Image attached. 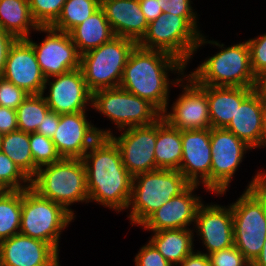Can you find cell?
<instances>
[{
    "label": "cell",
    "instance_id": "obj_7",
    "mask_svg": "<svg viewBox=\"0 0 266 266\" xmlns=\"http://www.w3.org/2000/svg\"><path fill=\"white\" fill-rule=\"evenodd\" d=\"M136 45L132 39L114 36L109 42L80 55V69L88 89L93 93L119 87L129 54Z\"/></svg>",
    "mask_w": 266,
    "mask_h": 266
},
{
    "label": "cell",
    "instance_id": "obj_9",
    "mask_svg": "<svg viewBox=\"0 0 266 266\" xmlns=\"http://www.w3.org/2000/svg\"><path fill=\"white\" fill-rule=\"evenodd\" d=\"M199 38L200 34L182 16L162 13L148 24L146 34L137 45L171 54L187 66Z\"/></svg>",
    "mask_w": 266,
    "mask_h": 266
},
{
    "label": "cell",
    "instance_id": "obj_6",
    "mask_svg": "<svg viewBox=\"0 0 266 266\" xmlns=\"http://www.w3.org/2000/svg\"><path fill=\"white\" fill-rule=\"evenodd\" d=\"M191 183L179 170L158 169L133 177L129 219L141 225L164 203L184 192Z\"/></svg>",
    "mask_w": 266,
    "mask_h": 266
},
{
    "label": "cell",
    "instance_id": "obj_28",
    "mask_svg": "<svg viewBox=\"0 0 266 266\" xmlns=\"http://www.w3.org/2000/svg\"><path fill=\"white\" fill-rule=\"evenodd\" d=\"M0 26L17 39L30 37V31L39 27L31 16L28 0H0Z\"/></svg>",
    "mask_w": 266,
    "mask_h": 266
},
{
    "label": "cell",
    "instance_id": "obj_26",
    "mask_svg": "<svg viewBox=\"0 0 266 266\" xmlns=\"http://www.w3.org/2000/svg\"><path fill=\"white\" fill-rule=\"evenodd\" d=\"M182 151V131L170 126L161 117L156 121V167L158 169L179 170Z\"/></svg>",
    "mask_w": 266,
    "mask_h": 266
},
{
    "label": "cell",
    "instance_id": "obj_27",
    "mask_svg": "<svg viewBox=\"0 0 266 266\" xmlns=\"http://www.w3.org/2000/svg\"><path fill=\"white\" fill-rule=\"evenodd\" d=\"M193 229H170L153 232L150 242L173 266L180 264L194 250Z\"/></svg>",
    "mask_w": 266,
    "mask_h": 266
},
{
    "label": "cell",
    "instance_id": "obj_11",
    "mask_svg": "<svg viewBox=\"0 0 266 266\" xmlns=\"http://www.w3.org/2000/svg\"><path fill=\"white\" fill-rule=\"evenodd\" d=\"M210 144L211 191L222 196L228 190L244 154L252 148L225 128H210Z\"/></svg>",
    "mask_w": 266,
    "mask_h": 266
},
{
    "label": "cell",
    "instance_id": "obj_30",
    "mask_svg": "<svg viewBox=\"0 0 266 266\" xmlns=\"http://www.w3.org/2000/svg\"><path fill=\"white\" fill-rule=\"evenodd\" d=\"M22 190H5L0 195V241L19 234Z\"/></svg>",
    "mask_w": 266,
    "mask_h": 266
},
{
    "label": "cell",
    "instance_id": "obj_12",
    "mask_svg": "<svg viewBox=\"0 0 266 266\" xmlns=\"http://www.w3.org/2000/svg\"><path fill=\"white\" fill-rule=\"evenodd\" d=\"M36 31L47 33L41 43L37 44L29 37L26 40L32 45L45 78L80 68V54L69 33L51 26H39Z\"/></svg>",
    "mask_w": 266,
    "mask_h": 266
},
{
    "label": "cell",
    "instance_id": "obj_45",
    "mask_svg": "<svg viewBox=\"0 0 266 266\" xmlns=\"http://www.w3.org/2000/svg\"><path fill=\"white\" fill-rule=\"evenodd\" d=\"M210 266L209 257L207 254L200 251L192 252L178 266Z\"/></svg>",
    "mask_w": 266,
    "mask_h": 266
},
{
    "label": "cell",
    "instance_id": "obj_21",
    "mask_svg": "<svg viewBox=\"0 0 266 266\" xmlns=\"http://www.w3.org/2000/svg\"><path fill=\"white\" fill-rule=\"evenodd\" d=\"M57 255L51 244L20 233L0 241L2 266H46Z\"/></svg>",
    "mask_w": 266,
    "mask_h": 266
},
{
    "label": "cell",
    "instance_id": "obj_16",
    "mask_svg": "<svg viewBox=\"0 0 266 266\" xmlns=\"http://www.w3.org/2000/svg\"><path fill=\"white\" fill-rule=\"evenodd\" d=\"M46 78L42 94L49 85V95L44 99L50 111L57 114L86 112V106H92V92L88 89L81 69Z\"/></svg>",
    "mask_w": 266,
    "mask_h": 266
},
{
    "label": "cell",
    "instance_id": "obj_17",
    "mask_svg": "<svg viewBox=\"0 0 266 266\" xmlns=\"http://www.w3.org/2000/svg\"><path fill=\"white\" fill-rule=\"evenodd\" d=\"M182 149L179 171L191 184H202L211 192L210 129L183 130Z\"/></svg>",
    "mask_w": 266,
    "mask_h": 266
},
{
    "label": "cell",
    "instance_id": "obj_44",
    "mask_svg": "<svg viewBox=\"0 0 266 266\" xmlns=\"http://www.w3.org/2000/svg\"><path fill=\"white\" fill-rule=\"evenodd\" d=\"M139 4L148 23L156 20L163 13L159 0H139Z\"/></svg>",
    "mask_w": 266,
    "mask_h": 266
},
{
    "label": "cell",
    "instance_id": "obj_8",
    "mask_svg": "<svg viewBox=\"0 0 266 266\" xmlns=\"http://www.w3.org/2000/svg\"><path fill=\"white\" fill-rule=\"evenodd\" d=\"M74 219L61 204L40 196L31 187L22 190L20 234L47 242L59 252L62 230Z\"/></svg>",
    "mask_w": 266,
    "mask_h": 266
},
{
    "label": "cell",
    "instance_id": "obj_38",
    "mask_svg": "<svg viewBox=\"0 0 266 266\" xmlns=\"http://www.w3.org/2000/svg\"><path fill=\"white\" fill-rule=\"evenodd\" d=\"M23 89L0 77V106L17 110L18 106L27 98Z\"/></svg>",
    "mask_w": 266,
    "mask_h": 266
},
{
    "label": "cell",
    "instance_id": "obj_5",
    "mask_svg": "<svg viewBox=\"0 0 266 266\" xmlns=\"http://www.w3.org/2000/svg\"><path fill=\"white\" fill-rule=\"evenodd\" d=\"M31 188L40 196L61 204L74 217L69 207L78 202L89 203L86 168L82 159H66L38 168Z\"/></svg>",
    "mask_w": 266,
    "mask_h": 266
},
{
    "label": "cell",
    "instance_id": "obj_4",
    "mask_svg": "<svg viewBox=\"0 0 266 266\" xmlns=\"http://www.w3.org/2000/svg\"><path fill=\"white\" fill-rule=\"evenodd\" d=\"M200 35L196 51L204 44L216 45L221 50L206 58L193 72L188 74L198 85L218 87L255 88L257 78L252 72L250 50L247 41L224 47L218 41ZM207 40V41H206Z\"/></svg>",
    "mask_w": 266,
    "mask_h": 266
},
{
    "label": "cell",
    "instance_id": "obj_25",
    "mask_svg": "<svg viewBox=\"0 0 266 266\" xmlns=\"http://www.w3.org/2000/svg\"><path fill=\"white\" fill-rule=\"evenodd\" d=\"M69 34L80 55L98 48L115 36L101 7L74 27Z\"/></svg>",
    "mask_w": 266,
    "mask_h": 266
},
{
    "label": "cell",
    "instance_id": "obj_34",
    "mask_svg": "<svg viewBox=\"0 0 266 266\" xmlns=\"http://www.w3.org/2000/svg\"><path fill=\"white\" fill-rule=\"evenodd\" d=\"M0 185L4 190H24L31 180L3 152H0Z\"/></svg>",
    "mask_w": 266,
    "mask_h": 266
},
{
    "label": "cell",
    "instance_id": "obj_2",
    "mask_svg": "<svg viewBox=\"0 0 266 266\" xmlns=\"http://www.w3.org/2000/svg\"><path fill=\"white\" fill-rule=\"evenodd\" d=\"M186 67L171 54L136 45L129 54L119 87L149 101L162 113L168 111L169 82L175 86L184 78ZM170 71L179 73L181 78L170 81Z\"/></svg>",
    "mask_w": 266,
    "mask_h": 266
},
{
    "label": "cell",
    "instance_id": "obj_14",
    "mask_svg": "<svg viewBox=\"0 0 266 266\" xmlns=\"http://www.w3.org/2000/svg\"><path fill=\"white\" fill-rule=\"evenodd\" d=\"M184 77L176 84L183 87V94L173 102L171 113L165 110L161 117L170 126L181 131L210 129L207 93L189 75ZM184 81L187 82L186 85L183 84Z\"/></svg>",
    "mask_w": 266,
    "mask_h": 266
},
{
    "label": "cell",
    "instance_id": "obj_43",
    "mask_svg": "<svg viewBox=\"0 0 266 266\" xmlns=\"http://www.w3.org/2000/svg\"><path fill=\"white\" fill-rule=\"evenodd\" d=\"M59 120L60 114H57L53 111H49L43 117V122L41 123V125L38 126L36 132L52 139L59 125Z\"/></svg>",
    "mask_w": 266,
    "mask_h": 266
},
{
    "label": "cell",
    "instance_id": "obj_29",
    "mask_svg": "<svg viewBox=\"0 0 266 266\" xmlns=\"http://www.w3.org/2000/svg\"><path fill=\"white\" fill-rule=\"evenodd\" d=\"M1 152L6 154L18 168L31 180L38 168L31 154L29 133L16 130L2 135Z\"/></svg>",
    "mask_w": 266,
    "mask_h": 266
},
{
    "label": "cell",
    "instance_id": "obj_36",
    "mask_svg": "<svg viewBox=\"0 0 266 266\" xmlns=\"http://www.w3.org/2000/svg\"><path fill=\"white\" fill-rule=\"evenodd\" d=\"M191 2V0H159V6L163 13L182 16L201 35L197 25L198 15L194 12Z\"/></svg>",
    "mask_w": 266,
    "mask_h": 266
},
{
    "label": "cell",
    "instance_id": "obj_3",
    "mask_svg": "<svg viewBox=\"0 0 266 266\" xmlns=\"http://www.w3.org/2000/svg\"><path fill=\"white\" fill-rule=\"evenodd\" d=\"M230 205L234 245L251 264L266 240V172H257L244 193Z\"/></svg>",
    "mask_w": 266,
    "mask_h": 266
},
{
    "label": "cell",
    "instance_id": "obj_20",
    "mask_svg": "<svg viewBox=\"0 0 266 266\" xmlns=\"http://www.w3.org/2000/svg\"><path fill=\"white\" fill-rule=\"evenodd\" d=\"M200 185L191 184L180 195L164 203L158 210L151 214L140 226L152 232L170 229H190L195 223L196 213L203 203L201 197L193 192ZM195 189V190H194Z\"/></svg>",
    "mask_w": 266,
    "mask_h": 266
},
{
    "label": "cell",
    "instance_id": "obj_47",
    "mask_svg": "<svg viewBox=\"0 0 266 266\" xmlns=\"http://www.w3.org/2000/svg\"><path fill=\"white\" fill-rule=\"evenodd\" d=\"M255 89L266 95V69L257 77Z\"/></svg>",
    "mask_w": 266,
    "mask_h": 266
},
{
    "label": "cell",
    "instance_id": "obj_39",
    "mask_svg": "<svg viewBox=\"0 0 266 266\" xmlns=\"http://www.w3.org/2000/svg\"><path fill=\"white\" fill-rule=\"evenodd\" d=\"M210 266H250L235 245L208 255Z\"/></svg>",
    "mask_w": 266,
    "mask_h": 266
},
{
    "label": "cell",
    "instance_id": "obj_46",
    "mask_svg": "<svg viewBox=\"0 0 266 266\" xmlns=\"http://www.w3.org/2000/svg\"><path fill=\"white\" fill-rule=\"evenodd\" d=\"M250 266H266V240L264 241V245L262 250L256 259L250 264Z\"/></svg>",
    "mask_w": 266,
    "mask_h": 266
},
{
    "label": "cell",
    "instance_id": "obj_40",
    "mask_svg": "<svg viewBox=\"0 0 266 266\" xmlns=\"http://www.w3.org/2000/svg\"><path fill=\"white\" fill-rule=\"evenodd\" d=\"M134 262L135 266H173L150 241L141 247Z\"/></svg>",
    "mask_w": 266,
    "mask_h": 266
},
{
    "label": "cell",
    "instance_id": "obj_10",
    "mask_svg": "<svg viewBox=\"0 0 266 266\" xmlns=\"http://www.w3.org/2000/svg\"><path fill=\"white\" fill-rule=\"evenodd\" d=\"M92 107L113 121L119 131L150 125L161 118L153 104L120 87L93 92Z\"/></svg>",
    "mask_w": 266,
    "mask_h": 266
},
{
    "label": "cell",
    "instance_id": "obj_32",
    "mask_svg": "<svg viewBox=\"0 0 266 266\" xmlns=\"http://www.w3.org/2000/svg\"><path fill=\"white\" fill-rule=\"evenodd\" d=\"M50 111L44 94L28 95L18 106L16 116L18 130L26 133H34L43 122V117Z\"/></svg>",
    "mask_w": 266,
    "mask_h": 266
},
{
    "label": "cell",
    "instance_id": "obj_50",
    "mask_svg": "<svg viewBox=\"0 0 266 266\" xmlns=\"http://www.w3.org/2000/svg\"><path fill=\"white\" fill-rule=\"evenodd\" d=\"M1 145H2V134H0V152H1Z\"/></svg>",
    "mask_w": 266,
    "mask_h": 266
},
{
    "label": "cell",
    "instance_id": "obj_31",
    "mask_svg": "<svg viewBox=\"0 0 266 266\" xmlns=\"http://www.w3.org/2000/svg\"><path fill=\"white\" fill-rule=\"evenodd\" d=\"M101 7V0H66L52 28L69 33Z\"/></svg>",
    "mask_w": 266,
    "mask_h": 266
},
{
    "label": "cell",
    "instance_id": "obj_13",
    "mask_svg": "<svg viewBox=\"0 0 266 266\" xmlns=\"http://www.w3.org/2000/svg\"><path fill=\"white\" fill-rule=\"evenodd\" d=\"M86 112L60 114L59 125L52 141L61 158L82 159L100 136H111L110 130L94 127Z\"/></svg>",
    "mask_w": 266,
    "mask_h": 266
},
{
    "label": "cell",
    "instance_id": "obj_33",
    "mask_svg": "<svg viewBox=\"0 0 266 266\" xmlns=\"http://www.w3.org/2000/svg\"><path fill=\"white\" fill-rule=\"evenodd\" d=\"M29 141L34 165L37 168L58 162L62 159L51 138L34 132L29 133Z\"/></svg>",
    "mask_w": 266,
    "mask_h": 266
},
{
    "label": "cell",
    "instance_id": "obj_41",
    "mask_svg": "<svg viewBox=\"0 0 266 266\" xmlns=\"http://www.w3.org/2000/svg\"><path fill=\"white\" fill-rule=\"evenodd\" d=\"M18 130L16 110L0 106V134Z\"/></svg>",
    "mask_w": 266,
    "mask_h": 266
},
{
    "label": "cell",
    "instance_id": "obj_35",
    "mask_svg": "<svg viewBox=\"0 0 266 266\" xmlns=\"http://www.w3.org/2000/svg\"><path fill=\"white\" fill-rule=\"evenodd\" d=\"M66 0H28L33 20L38 26H51L60 16Z\"/></svg>",
    "mask_w": 266,
    "mask_h": 266
},
{
    "label": "cell",
    "instance_id": "obj_51",
    "mask_svg": "<svg viewBox=\"0 0 266 266\" xmlns=\"http://www.w3.org/2000/svg\"><path fill=\"white\" fill-rule=\"evenodd\" d=\"M5 190L1 187L0 185V195L4 192Z\"/></svg>",
    "mask_w": 266,
    "mask_h": 266
},
{
    "label": "cell",
    "instance_id": "obj_48",
    "mask_svg": "<svg viewBox=\"0 0 266 266\" xmlns=\"http://www.w3.org/2000/svg\"><path fill=\"white\" fill-rule=\"evenodd\" d=\"M266 147V95H265V107H264V125H263V137L261 147Z\"/></svg>",
    "mask_w": 266,
    "mask_h": 266
},
{
    "label": "cell",
    "instance_id": "obj_22",
    "mask_svg": "<svg viewBox=\"0 0 266 266\" xmlns=\"http://www.w3.org/2000/svg\"><path fill=\"white\" fill-rule=\"evenodd\" d=\"M265 95L255 89L225 127L252 149L260 148L263 137Z\"/></svg>",
    "mask_w": 266,
    "mask_h": 266
},
{
    "label": "cell",
    "instance_id": "obj_1",
    "mask_svg": "<svg viewBox=\"0 0 266 266\" xmlns=\"http://www.w3.org/2000/svg\"><path fill=\"white\" fill-rule=\"evenodd\" d=\"M86 168L89 202L118 213L128 208L133 177L122 162L119 147L110 136H100L82 158Z\"/></svg>",
    "mask_w": 266,
    "mask_h": 266
},
{
    "label": "cell",
    "instance_id": "obj_18",
    "mask_svg": "<svg viewBox=\"0 0 266 266\" xmlns=\"http://www.w3.org/2000/svg\"><path fill=\"white\" fill-rule=\"evenodd\" d=\"M2 77L29 95L42 94L46 78L32 45L26 39H17L10 47Z\"/></svg>",
    "mask_w": 266,
    "mask_h": 266
},
{
    "label": "cell",
    "instance_id": "obj_24",
    "mask_svg": "<svg viewBox=\"0 0 266 266\" xmlns=\"http://www.w3.org/2000/svg\"><path fill=\"white\" fill-rule=\"evenodd\" d=\"M199 86L207 93L211 128H225L237 107L255 90L246 87Z\"/></svg>",
    "mask_w": 266,
    "mask_h": 266
},
{
    "label": "cell",
    "instance_id": "obj_49",
    "mask_svg": "<svg viewBox=\"0 0 266 266\" xmlns=\"http://www.w3.org/2000/svg\"><path fill=\"white\" fill-rule=\"evenodd\" d=\"M59 256L57 255L49 264H47L46 266H60L59 265Z\"/></svg>",
    "mask_w": 266,
    "mask_h": 266
},
{
    "label": "cell",
    "instance_id": "obj_42",
    "mask_svg": "<svg viewBox=\"0 0 266 266\" xmlns=\"http://www.w3.org/2000/svg\"><path fill=\"white\" fill-rule=\"evenodd\" d=\"M17 40L11 33L0 26V77L3 75L10 47Z\"/></svg>",
    "mask_w": 266,
    "mask_h": 266
},
{
    "label": "cell",
    "instance_id": "obj_37",
    "mask_svg": "<svg viewBox=\"0 0 266 266\" xmlns=\"http://www.w3.org/2000/svg\"><path fill=\"white\" fill-rule=\"evenodd\" d=\"M250 50V63L256 78L266 69V33L247 40Z\"/></svg>",
    "mask_w": 266,
    "mask_h": 266
},
{
    "label": "cell",
    "instance_id": "obj_15",
    "mask_svg": "<svg viewBox=\"0 0 266 266\" xmlns=\"http://www.w3.org/2000/svg\"><path fill=\"white\" fill-rule=\"evenodd\" d=\"M120 136L110 137L120 149L122 162L129 174H138L158 170L155 161L156 122L146 126L123 129Z\"/></svg>",
    "mask_w": 266,
    "mask_h": 266
},
{
    "label": "cell",
    "instance_id": "obj_23",
    "mask_svg": "<svg viewBox=\"0 0 266 266\" xmlns=\"http://www.w3.org/2000/svg\"><path fill=\"white\" fill-rule=\"evenodd\" d=\"M101 8L115 36L138 43L146 34L149 23L139 0H101Z\"/></svg>",
    "mask_w": 266,
    "mask_h": 266
},
{
    "label": "cell",
    "instance_id": "obj_19",
    "mask_svg": "<svg viewBox=\"0 0 266 266\" xmlns=\"http://www.w3.org/2000/svg\"><path fill=\"white\" fill-rule=\"evenodd\" d=\"M193 225L197 230L195 232L200 236L208 251L204 254L209 255L234 245L231 205L225 207L218 204L204 205L202 203L197 210Z\"/></svg>",
    "mask_w": 266,
    "mask_h": 266
}]
</instances>
